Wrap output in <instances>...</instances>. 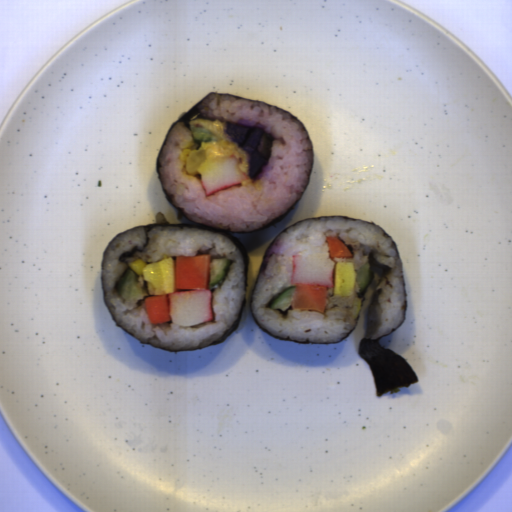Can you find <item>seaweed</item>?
Returning a JSON list of instances; mask_svg holds the SVG:
<instances>
[{"label":"seaweed","instance_id":"seaweed-1","mask_svg":"<svg viewBox=\"0 0 512 512\" xmlns=\"http://www.w3.org/2000/svg\"><path fill=\"white\" fill-rule=\"evenodd\" d=\"M329 218H343L348 221L361 222L371 225H376L381 231L382 235L388 239H390L393 249L395 251L396 257L399 262L401 280L403 286L404 300H403V308L400 324L397 325L391 331L385 333L384 335L378 338H372L376 332H378L381 324L382 313L379 296L383 294V289L377 288L379 285L383 283H387L389 286H392L389 281V274L393 270L392 266L381 263L376 256V252L372 249L368 256L366 263L370 264L368 274L370 280L366 287L358 289L356 293V298L361 299V303H364L365 295L369 288L371 289L369 305L367 309L365 326L362 334V338L357 346V355L359 358L364 360L371 368L373 379H374V390L376 392V396L378 398H382L384 393L390 392V394H396L400 392V388H408L411 385L417 384L419 379L413 370L412 366L408 363V361L399 355L397 352L392 350L391 348L384 347L379 341L385 338L387 335L395 331L406 319L407 311H408V290L405 278V271L403 260L401 258L400 252L396 245L393 237L380 225L377 223L354 219L346 215H331V216H317V217H306L291 223L288 227L278 233L276 236L272 238L270 243L267 245L263 256L260 260L258 272L254 281V284L249 292L248 297V305L249 311L254 322L257 324L260 330L267 333L277 341H285V342H294V343H302V344H338L343 340L347 339L350 335H352L359 323L361 314L359 312L357 318H355V322L353 327L347 333L346 336L342 337L337 341H312L309 338L306 340H295L291 337H279L273 333H271L263 323L255 316L254 308H253V297L255 291L258 286L260 273L265 271L267 267V257L268 253L274 243V241L281 236L285 231L294 227L297 224H300L305 221H314L319 219H329Z\"/></svg>","mask_w":512,"mask_h":512},{"label":"seaweed","instance_id":"seaweed-2","mask_svg":"<svg viewBox=\"0 0 512 512\" xmlns=\"http://www.w3.org/2000/svg\"><path fill=\"white\" fill-rule=\"evenodd\" d=\"M213 94L214 95H227V96H231V97L238 98V99H244V100L253 101V102H261V103H264V104L269 105L271 107H274V108H277V109L282 110L284 112H287L292 118H294L295 120L299 121L302 124V126L306 129L307 135H308V138H309V141H310V145H311V148H312V169H311V173H310V176H309V179H308V183L305 186L302 194L293 202V204L288 208L287 211H285V212L277 215L273 219L267 221L261 227L255 228V229L250 230V231H233V230H229V229H225V228H222V227H218V226H214V225H210V224H207V223H203V222H200V221L193 220L190 216H188L186 214L184 208H181V207H178L177 205H175L173 193H169L167 190H165L163 188V185H162L161 174H160L161 165H160L159 158H160L161 150H162V148H163V146L165 144V141L167 139V136H168L169 132L171 131L172 127L177 122H181V121L188 127L189 130H191V128H190V126L188 124L189 121L193 120V119H196V118H203V116H202V114L200 112L198 104L204 98L209 97V96H211ZM314 164H315V157H314L313 140L311 138V135H310V132H309L308 128L292 112H290L288 110H285V109H283L281 107H278L276 105H273L271 103L264 102V101H261V100H253V99L246 98V97H243V96H240V95H237V94H233V93H230V92H209L208 94L203 96L200 100H198L186 112L180 113L177 116V118L168 127L167 133H166V135L164 137V140H163V142L161 144V147H160V149H159V151H158V153L156 155L155 165H156L157 180H158V182L160 184L161 191H162V193H163L167 203L170 205V207L174 211L176 219L179 220L181 223H171V222H169L167 220V218L165 217L163 212H159V213H156V215L154 217L155 224H142V225L132 226V227H130V228H128V229H126V230L116 234L113 238H111L108 241L107 245L105 246V248H104V250H103V252H102V254L100 256V281H101V299L103 301V304H104V306H105V308H106V310H107V312H108L112 322L117 326L118 329H120L123 332H125L126 334H128L130 337H132L135 341H137L142 346H150V347H153V348H155L157 350H162V351H167V352H172V353L173 352H189V351H193V350H197V349H201V348H206V347L214 346L216 344L224 342L231 335V333L238 327V325L240 323V320H241L242 315H243L244 310H245V306H246V302H247V293H248V270H249L250 257H249L247 248L244 245V243L241 241V239L239 237H237L233 233H256V232H259L261 230H264V229L270 228L272 226H275L280 221H282L284 218H286L290 214V212L295 208V206L299 203V201L301 200L302 196L306 192V190L308 188V185L310 183V180H311ZM156 226H160L162 228H167V227H187V228H195V229H200V230L209 231V232H213V233H218V234H220V235H222L224 237H227V238L231 239L232 242L235 244V246L238 248V250H239V252H240V254H241L242 258H243L244 269H245V282H244V296H243L242 306H241V308H240V310H239V312L237 314L236 321L233 323V325L230 328H228L227 330L224 331V333H223L221 338L215 340L214 342H212L210 344L204 345V346L199 347V348H192V349H185V350H177L176 351V350H173L171 348H160V347H157L155 345L146 343L144 341L139 340L138 338H136L135 336L130 334L128 331H126L121 325H119L116 322L115 318L113 317V315H112V313H111V311H110V309H109V307H108V305L106 303L105 289H104V284H103L102 265H103L104 255H105L109 245L112 243V241L115 238H117L122 233L130 231L132 229L144 228L146 239H145V242H144L143 246L142 247H138L136 244H134L129 249H126L121 254V256L119 258L120 262H124L127 265L128 262H127L126 259L128 257H132L135 254L136 251H144L145 250V248H146V246L148 244V231H150L151 229H153Z\"/></svg>","mask_w":512,"mask_h":512}]
</instances>
